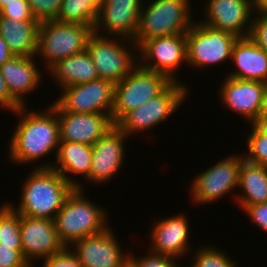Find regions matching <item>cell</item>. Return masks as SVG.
Listing matches in <instances>:
<instances>
[{"mask_svg": "<svg viewBox=\"0 0 267 267\" xmlns=\"http://www.w3.org/2000/svg\"><path fill=\"white\" fill-rule=\"evenodd\" d=\"M237 39L236 35L213 29L197 19L186 33L187 66L203 70L228 62Z\"/></svg>", "mask_w": 267, "mask_h": 267, "instance_id": "obj_9", "label": "cell"}, {"mask_svg": "<svg viewBox=\"0 0 267 267\" xmlns=\"http://www.w3.org/2000/svg\"><path fill=\"white\" fill-rule=\"evenodd\" d=\"M252 124L267 136V117H258Z\"/></svg>", "mask_w": 267, "mask_h": 267, "instance_id": "obj_40", "label": "cell"}, {"mask_svg": "<svg viewBox=\"0 0 267 267\" xmlns=\"http://www.w3.org/2000/svg\"><path fill=\"white\" fill-rule=\"evenodd\" d=\"M111 226L102 233L75 241L70 248L78 256L83 267H126L129 252L122 250Z\"/></svg>", "mask_w": 267, "mask_h": 267, "instance_id": "obj_17", "label": "cell"}, {"mask_svg": "<svg viewBox=\"0 0 267 267\" xmlns=\"http://www.w3.org/2000/svg\"><path fill=\"white\" fill-rule=\"evenodd\" d=\"M50 106L56 111L59 120L60 142L92 146L114 126L108 114L66 112L55 101Z\"/></svg>", "mask_w": 267, "mask_h": 267, "instance_id": "obj_18", "label": "cell"}, {"mask_svg": "<svg viewBox=\"0 0 267 267\" xmlns=\"http://www.w3.org/2000/svg\"><path fill=\"white\" fill-rule=\"evenodd\" d=\"M23 258L22 250H15L13 246H2L0 244V267H29Z\"/></svg>", "mask_w": 267, "mask_h": 267, "instance_id": "obj_36", "label": "cell"}, {"mask_svg": "<svg viewBox=\"0 0 267 267\" xmlns=\"http://www.w3.org/2000/svg\"><path fill=\"white\" fill-rule=\"evenodd\" d=\"M48 74L56 82V85H59L58 89L99 78L97 69L87 50L57 62L48 70Z\"/></svg>", "mask_w": 267, "mask_h": 267, "instance_id": "obj_24", "label": "cell"}, {"mask_svg": "<svg viewBox=\"0 0 267 267\" xmlns=\"http://www.w3.org/2000/svg\"><path fill=\"white\" fill-rule=\"evenodd\" d=\"M93 32L90 26L82 24L56 20L40 22L36 55L42 57L44 70L48 71L70 55L85 51L88 38Z\"/></svg>", "mask_w": 267, "mask_h": 267, "instance_id": "obj_5", "label": "cell"}, {"mask_svg": "<svg viewBox=\"0 0 267 267\" xmlns=\"http://www.w3.org/2000/svg\"><path fill=\"white\" fill-rule=\"evenodd\" d=\"M134 255L131 251L129 252V264L132 267H183L173 257L154 254L150 251H148L147 256L138 257L135 255L134 257Z\"/></svg>", "mask_w": 267, "mask_h": 267, "instance_id": "obj_32", "label": "cell"}, {"mask_svg": "<svg viewBox=\"0 0 267 267\" xmlns=\"http://www.w3.org/2000/svg\"><path fill=\"white\" fill-rule=\"evenodd\" d=\"M0 106L1 108L5 107L6 110H9L12 113L21 107V105L10 95V92L8 91V87L6 85V81L1 75V72H0Z\"/></svg>", "mask_w": 267, "mask_h": 267, "instance_id": "obj_38", "label": "cell"}, {"mask_svg": "<svg viewBox=\"0 0 267 267\" xmlns=\"http://www.w3.org/2000/svg\"><path fill=\"white\" fill-rule=\"evenodd\" d=\"M188 267H238V262L229 257L225 250L205 245L196 248Z\"/></svg>", "mask_w": 267, "mask_h": 267, "instance_id": "obj_29", "label": "cell"}, {"mask_svg": "<svg viewBox=\"0 0 267 267\" xmlns=\"http://www.w3.org/2000/svg\"><path fill=\"white\" fill-rule=\"evenodd\" d=\"M251 222L267 233V203L247 206L244 210Z\"/></svg>", "mask_w": 267, "mask_h": 267, "instance_id": "obj_37", "label": "cell"}, {"mask_svg": "<svg viewBox=\"0 0 267 267\" xmlns=\"http://www.w3.org/2000/svg\"><path fill=\"white\" fill-rule=\"evenodd\" d=\"M85 195L84 190L74 188L53 219L65 247H70L81 238L102 233L111 226L107 222L108 212Z\"/></svg>", "mask_w": 267, "mask_h": 267, "instance_id": "obj_3", "label": "cell"}, {"mask_svg": "<svg viewBox=\"0 0 267 267\" xmlns=\"http://www.w3.org/2000/svg\"><path fill=\"white\" fill-rule=\"evenodd\" d=\"M99 6L98 0H63L56 21L87 25L94 30Z\"/></svg>", "mask_w": 267, "mask_h": 267, "instance_id": "obj_27", "label": "cell"}, {"mask_svg": "<svg viewBox=\"0 0 267 267\" xmlns=\"http://www.w3.org/2000/svg\"><path fill=\"white\" fill-rule=\"evenodd\" d=\"M39 26L37 20L19 21L0 15V35L14 55L36 56Z\"/></svg>", "mask_w": 267, "mask_h": 267, "instance_id": "obj_25", "label": "cell"}, {"mask_svg": "<svg viewBox=\"0 0 267 267\" xmlns=\"http://www.w3.org/2000/svg\"><path fill=\"white\" fill-rule=\"evenodd\" d=\"M267 83L225 77L219 87L221 105L252 124L261 111Z\"/></svg>", "mask_w": 267, "mask_h": 267, "instance_id": "obj_19", "label": "cell"}, {"mask_svg": "<svg viewBox=\"0 0 267 267\" xmlns=\"http://www.w3.org/2000/svg\"><path fill=\"white\" fill-rule=\"evenodd\" d=\"M55 102L66 112L101 113L111 117L114 84L102 78L61 89Z\"/></svg>", "mask_w": 267, "mask_h": 267, "instance_id": "obj_12", "label": "cell"}, {"mask_svg": "<svg viewBox=\"0 0 267 267\" xmlns=\"http://www.w3.org/2000/svg\"><path fill=\"white\" fill-rule=\"evenodd\" d=\"M243 154H232L195 176L191 182V198L194 205H209L233 194L238 189L239 172Z\"/></svg>", "mask_w": 267, "mask_h": 267, "instance_id": "obj_10", "label": "cell"}, {"mask_svg": "<svg viewBox=\"0 0 267 267\" xmlns=\"http://www.w3.org/2000/svg\"><path fill=\"white\" fill-rule=\"evenodd\" d=\"M189 93L185 82L172 81L159 95L128 112L116 125L129 137L146 133V130L153 131L154 127L177 113Z\"/></svg>", "mask_w": 267, "mask_h": 267, "instance_id": "obj_7", "label": "cell"}, {"mask_svg": "<svg viewBox=\"0 0 267 267\" xmlns=\"http://www.w3.org/2000/svg\"><path fill=\"white\" fill-rule=\"evenodd\" d=\"M36 56L15 55L0 66L10 95L21 105L27 106L25 96L39 89L43 81L42 71L38 69Z\"/></svg>", "mask_w": 267, "mask_h": 267, "instance_id": "obj_22", "label": "cell"}, {"mask_svg": "<svg viewBox=\"0 0 267 267\" xmlns=\"http://www.w3.org/2000/svg\"><path fill=\"white\" fill-rule=\"evenodd\" d=\"M259 117H267V85H266V89L264 91L263 103H262Z\"/></svg>", "mask_w": 267, "mask_h": 267, "instance_id": "obj_42", "label": "cell"}, {"mask_svg": "<svg viewBox=\"0 0 267 267\" xmlns=\"http://www.w3.org/2000/svg\"><path fill=\"white\" fill-rule=\"evenodd\" d=\"M86 50L91 55L99 78L114 85L138 65L137 46L128 39L93 32L88 38Z\"/></svg>", "mask_w": 267, "mask_h": 267, "instance_id": "obj_6", "label": "cell"}, {"mask_svg": "<svg viewBox=\"0 0 267 267\" xmlns=\"http://www.w3.org/2000/svg\"><path fill=\"white\" fill-rule=\"evenodd\" d=\"M172 81L164 74L137 65L114 85L111 119L116 125L128 112L159 95Z\"/></svg>", "mask_w": 267, "mask_h": 267, "instance_id": "obj_8", "label": "cell"}, {"mask_svg": "<svg viewBox=\"0 0 267 267\" xmlns=\"http://www.w3.org/2000/svg\"><path fill=\"white\" fill-rule=\"evenodd\" d=\"M190 1L193 0H151L149 4L143 2L133 40L137 48L154 37L187 33L195 21Z\"/></svg>", "mask_w": 267, "mask_h": 267, "instance_id": "obj_4", "label": "cell"}, {"mask_svg": "<svg viewBox=\"0 0 267 267\" xmlns=\"http://www.w3.org/2000/svg\"><path fill=\"white\" fill-rule=\"evenodd\" d=\"M0 244L13 246L15 250H22L20 214L5 202L0 205Z\"/></svg>", "mask_w": 267, "mask_h": 267, "instance_id": "obj_28", "label": "cell"}, {"mask_svg": "<svg viewBox=\"0 0 267 267\" xmlns=\"http://www.w3.org/2000/svg\"><path fill=\"white\" fill-rule=\"evenodd\" d=\"M15 56L10 50L8 44L0 35V66H2L7 60Z\"/></svg>", "mask_w": 267, "mask_h": 267, "instance_id": "obj_39", "label": "cell"}, {"mask_svg": "<svg viewBox=\"0 0 267 267\" xmlns=\"http://www.w3.org/2000/svg\"><path fill=\"white\" fill-rule=\"evenodd\" d=\"M63 0H28L33 17L39 23L56 20Z\"/></svg>", "mask_w": 267, "mask_h": 267, "instance_id": "obj_31", "label": "cell"}, {"mask_svg": "<svg viewBox=\"0 0 267 267\" xmlns=\"http://www.w3.org/2000/svg\"><path fill=\"white\" fill-rule=\"evenodd\" d=\"M238 188L241 192L233 198H236L234 202L241 210L254 204L267 203V166L256 165L244 159L239 172Z\"/></svg>", "mask_w": 267, "mask_h": 267, "instance_id": "obj_26", "label": "cell"}, {"mask_svg": "<svg viewBox=\"0 0 267 267\" xmlns=\"http://www.w3.org/2000/svg\"><path fill=\"white\" fill-rule=\"evenodd\" d=\"M47 106L44 111L28 110L26 106H21L13 112L20 119L8 140V156L13 163L33 165L50 153H57L60 144L59 120L56 111Z\"/></svg>", "mask_w": 267, "mask_h": 267, "instance_id": "obj_1", "label": "cell"}, {"mask_svg": "<svg viewBox=\"0 0 267 267\" xmlns=\"http://www.w3.org/2000/svg\"><path fill=\"white\" fill-rule=\"evenodd\" d=\"M254 13L267 11V0H251Z\"/></svg>", "mask_w": 267, "mask_h": 267, "instance_id": "obj_41", "label": "cell"}, {"mask_svg": "<svg viewBox=\"0 0 267 267\" xmlns=\"http://www.w3.org/2000/svg\"><path fill=\"white\" fill-rule=\"evenodd\" d=\"M20 236L22 255L29 265H36L35 261L40 262L65 248L54 220L20 215Z\"/></svg>", "mask_w": 267, "mask_h": 267, "instance_id": "obj_16", "label": "cell"}, {"mask_svg": "<svg viewBox=\"0 0 267 267\" xmlns=\"http://www.w3.org/2000/svg\"><path fill=\"white\" fill-rule=\"evenodd\" d=\"M231 62L235 70L228 73V77L267 83V52L249 36L235 41Z\"/></svg>", "mask_w": 267, "mask_h": 267, "instance_id": "obj_23", "label": "cell"}, {"mask_svg": "<svg viewBox=\"0 0 267 267\" xmlns=\"http://www.w3.org/2000/svg\"><path fill=\"white\" fill-rule=\"evenodd\" d=\"M250 133L245 142L248 151L243 153L244 159L256 165L267 166V136L262 134L253 124H248ZM246 153V154H245Z\"/></svg>", "mask_w": 267, "mask_h": 267, "instance_id": "obj_30", "label": "cell"}, {"mask_svg": "<svg viewBox=\"0 0 267 267\" xmlns=\"http://www.w3.org/2000/svg\"><path fill=\"white\" fill-rule=\"evenodd\" d=\"M56 160L52 162H45V164H38L34 168H51L59 172L64 179L73 185L75 188L86 190L84 183L89 177L92 165V146L78 142H60L56 154ZM79 175L84 177L83 180L78 182L70 175Z\"/></svg>", "mask_w": 267, "mask_h": 267, "instance_id": "obj_21", "label": "cell"}, {"mask_svg": "<svg viewBox=\"0 0 267 267\" xmlns=\"http://www.w3.org/2000/svg\"><path fill=\"white\" fill-rule=\"evenodd\" d=\"M22 181L19 205L7 204L17 213L53 220L75 188L51 168H34Z\"/></svg>", "mask_w": 267, "mask_h": 267, "instance_id": "obj_2", "label": "cell"}, {"mask_svg": "<svg viewBox=\"0 0 267 267\" xmlns=\"http://www.w3.org/2000/svg\"><path fill=\"white\" fill-rule=\"evenodd\" d=\"M203 6V24L237 37L250 35L254 17L251 0H205Z\"/></svg>", "mask_w": 267, "mask_h": 267, "instance_id": "obj_15", "label": "cell"}, {"mask_svg": "<svg viewBox=\"0 0 267 267\" xmlns=\"http://www.w3.org/2000/svg\"><path fill=\"white\" fill-rule=\"evenodd\" d=\"M42 267H83L78 256L72 251V248L65 247L58 253L42 259ZM39 266V267H41Z\"/></svg>", "mask_w": 267, "mask_h": 267, "instance_id": "obj_33", "label": "cell"}, {"mask_svg": "<svg viewBox=\"0 0 267 267\" xmlns=\"http://www.w3.org/2000/svg\"><path fill=\"white\" fill-rule=\"evenodd\" d=\"M137 55L142 68L181 82L176 73L182 63L187 65L186 33L148 39L137 48Z\"/></svg>", "mask_w": 267, "mask_h": 267, "instance_id": "obj_11", "label": "cell"}, {"mask_svg": "<svg viewBox=\"0 0 267 267\" xmlns=\"http://www.w3.org/2000/svg\"><path fill=\"white\" fill-rule=\"evenodd\" d=\"M127 138L129 136L114 125L92 145V165L87 181L95 185L107 184L119 173L126 159Z\"/></svg>", "mask_w": 267, "mask_h": 267, "instance_id": "obj_13", "label": "cell"}, {"mask_svg": "<svg viewBox=\"0 0 267 267\" xmlns=\"http://www.w3.org/2000/svg\"><path fill=\"white\" fill-rule=\"evenodd\" d=\"M145 0H103L94 32L133 41Z\"/></svg>", "mask_w": 267, "mask_h": 267, "instance_id": "obj_14", "label": "cell"}, {"mask_svg": "<svg viewBox=\"0 0 267 267\" xmlns=\"http://www.w3.org/2000/svg\"><path fill=\"white\" fill-rule=\"evenodd\" d=\"M249 37L267 52V11L254 13Z\"/></svg>", "mask_w": 267, "mask_h": 267, "instance_id": "obj_35", "label": "cell"}, {"mask_svg": "<svg viewBox=\"0 0 267 267\" xmlns=\"http://www.w3.org/2000/svg\"><path fill=\"white\" fill-rule=\"evenodd\" d=\"M0 15L19 21L35 20L30 10L28 0H14L6 3V5L0 9Z\"/></svg>", "mask_w": 267, "mask_h": 267, "instance_id": "obj_34", "label": "cell"}, {"mask_svg": "<svg viewBox=\"0 0 267 267\" xmlns=\"http://www.w3.org/2000/svg\"><path fill=\"white\" fill-rule=\"evenodd\" d=\"M14 0H0V9L6 5V3L12 2Z\"/></svg>", "mask_w": 267, "mask_h": 267, "instance_id": "obj_43", "label": "cell"}, {"mask_svg": "<svg viewBox=\"0 0 267 267\" xmlns=\"http://www.w3.org/2000/svg\"><path fill=\"white\" fill-rule=\"evenodd\" d=\"M189 219L184 213H178L171 217H162L157 222L152 223L150 232L151 253L170 256L180 259L188 253L190 249Z\"/></svg>", "mask_w": 267, "mask_h": 267, "instance_id": "obj_20", "label": "cell"}]
</instances>
